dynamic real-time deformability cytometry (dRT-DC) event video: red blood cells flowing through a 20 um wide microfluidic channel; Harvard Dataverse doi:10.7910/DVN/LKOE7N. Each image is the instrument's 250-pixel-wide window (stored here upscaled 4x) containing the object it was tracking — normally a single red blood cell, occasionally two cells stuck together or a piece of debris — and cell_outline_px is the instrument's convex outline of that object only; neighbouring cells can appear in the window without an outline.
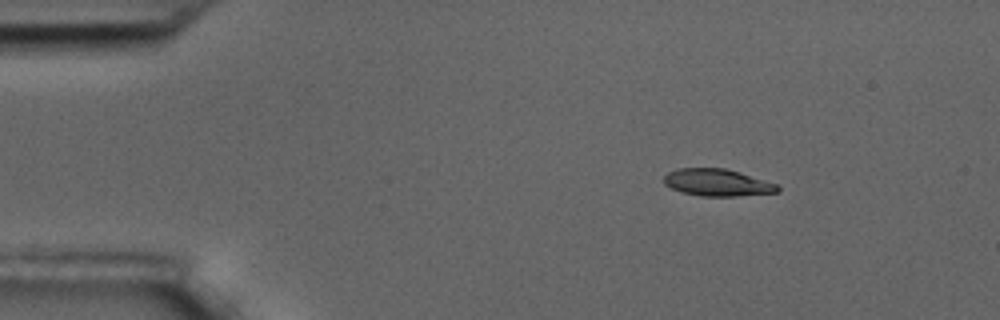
{"species": "common noctule bat (a hibernating species)", "species_latin": "Nyctalus noctula", "temperature_condition": "room temperature", "stored_images_in_passage": 10, "camera_frame_rate_fps": 3000, "um_per_image_px": 0.085, "animal": {"sex": "male", "body_mass_g": 17.5, "forearm_length_mm": 52.3}, "frame": {"image": 1, "passage_image": 2, "time_ms": 0.333, "image_size_px": [1000, 320], "cell_outline_px": [[780, 188], [776, 192], [736, 196], [700, 196], [680, 192], [664, 184], [664, 176], [668, 172], [676, 168], [724, 168], [740, 172], [776, 184]], "centroid_in_image_um": [60.92, 15.51], "position_along_channel_um": 24.1, "area_um2": 17.86}}
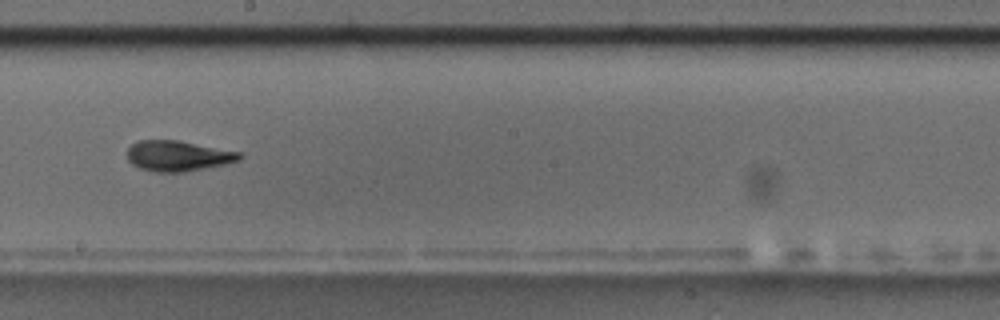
{"frame": {"image": 2, "passage_image": 9, "time_ms": 2.667, "image_size_px": [1000, 320], "cell_outline_px": [[244, 156], [240, 160], [224, 164], [184, 172], [156, 172], [140, 168], [132, 164], [128, 160], [128, 148], [136, 140], [180, 140], [244, 152]], "centroid_in_image_um": [15.18, 13.23], "position_along_channel_um": 233.0, "area_um2": 20.23}}
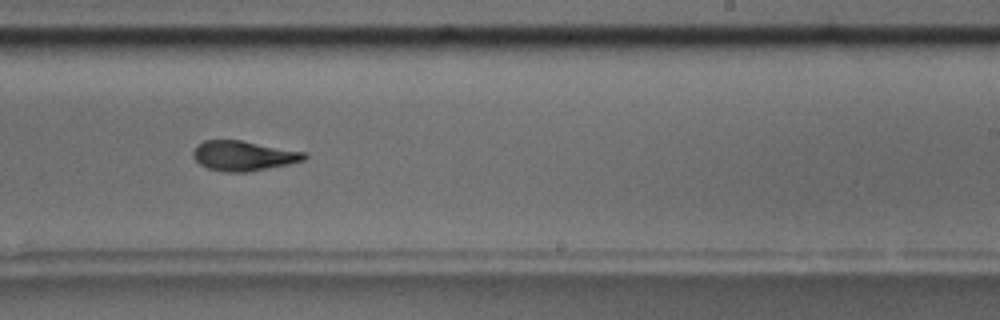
{"frame": {"image": 3, "passage_image": 10, "time_ms": 3.0, "image_size_px": [1000, 320], "cell_outline_px": [[308, 156], [304, 160], [288, 164], [248, 172], [228, 172], [208, 168], [200, 164], [192, 156], [192, 152], [196, 144], [204, 140], [240, 140], [308, 152]], "centroid_in_image_um": [20.7, 13.23], "position_along_channel_um": 268.3, "area_um2": 19.48}}